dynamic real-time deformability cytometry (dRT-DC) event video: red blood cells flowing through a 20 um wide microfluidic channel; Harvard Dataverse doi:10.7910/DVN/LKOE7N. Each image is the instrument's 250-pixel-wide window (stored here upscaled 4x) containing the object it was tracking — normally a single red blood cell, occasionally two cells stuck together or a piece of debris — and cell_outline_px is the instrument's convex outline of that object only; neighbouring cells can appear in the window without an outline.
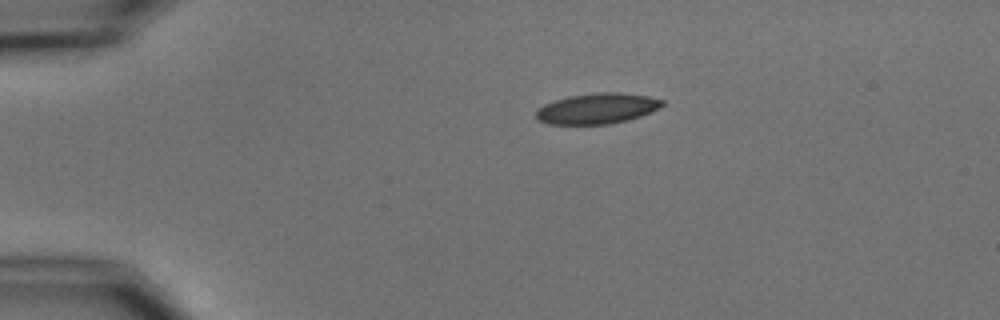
{"species": "common noctule bat (a hibernating species)", "species_latin": "Nyctalus noctula", "temperature_condition": "cold", "stored_images_in_passage": 6, "camera_frame_rate_fps": 3000, "um_per_image_px": 0.085, "animal": {"sex": "male", "body_mass_g": 15.6}, "frame": {"image": 1, "passage_image": 1, "time_ms": 0.0, "image_size_px": [1000, 320], "cell_outline_px": [[664, 104], [660, 108], [640, 116], [628, 120], [612, 124], [548, 124], [536, 120], [536, 112], [544, 104], [568, 96], [600, 92], [620, 92], [648, 96], [664, 100]], "centroid_in_image_um": [50.78, 9.22], "position_along_channel_um": 34.2, "area_um2": 22.54}}
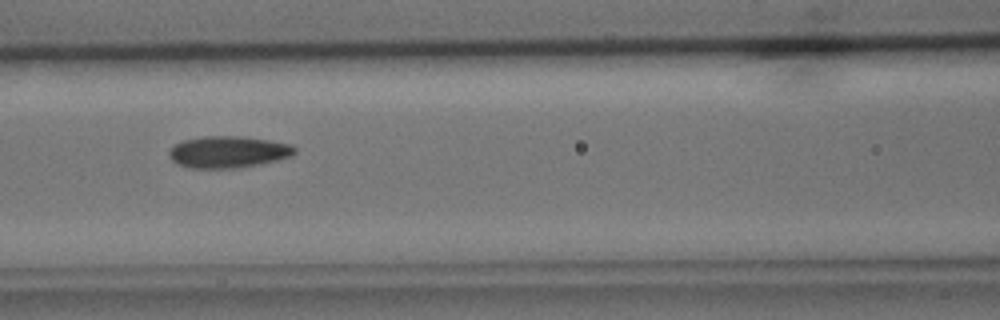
{"frame": {"image": 2, "passage_image": 5, "time_ms": 4.333, "image_size_px": [1000, 320], "cell_outline_px": [[296, 152], [292, 156], [260, 164], [240, 168], [192, 168], [180, 164], [172, 160], [168, 156], [168, 152], [176, 144], [184, 140], [204, 136], [240, 136], [268, 140], [292, 144], [296, 148]], "centroid_in_image_um": [19.43, 12.91], "position_along_channel_um": 147.2, "area_um2": 23.18}}
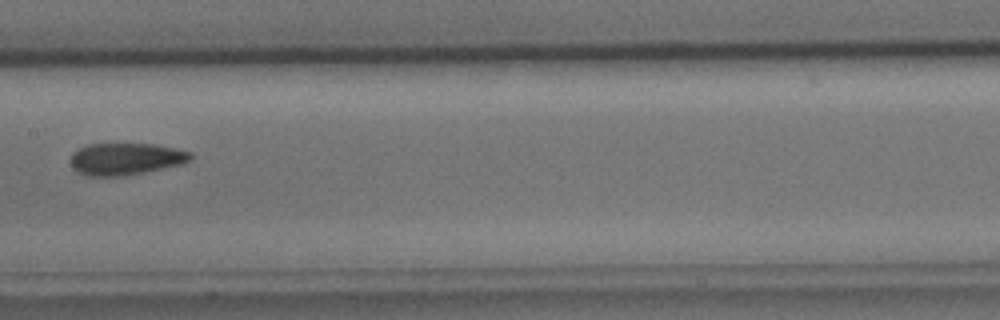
{"frame": {"image": 3, "passage_image": 6, "time_ms": 5.667, "image_size_px": [1000, 320], "cell_outline_px": [[192, 160], [180, 164], [120, 176], [88, 176], [76, 172], [72, 168], [72, 152], [88, 144], [152, 144], [176, 148], [192, 152]], "centroid_in_image_um": [10.67, 13.5], "position_along_channel_um": 196.7, "area_um2": 22.08}}